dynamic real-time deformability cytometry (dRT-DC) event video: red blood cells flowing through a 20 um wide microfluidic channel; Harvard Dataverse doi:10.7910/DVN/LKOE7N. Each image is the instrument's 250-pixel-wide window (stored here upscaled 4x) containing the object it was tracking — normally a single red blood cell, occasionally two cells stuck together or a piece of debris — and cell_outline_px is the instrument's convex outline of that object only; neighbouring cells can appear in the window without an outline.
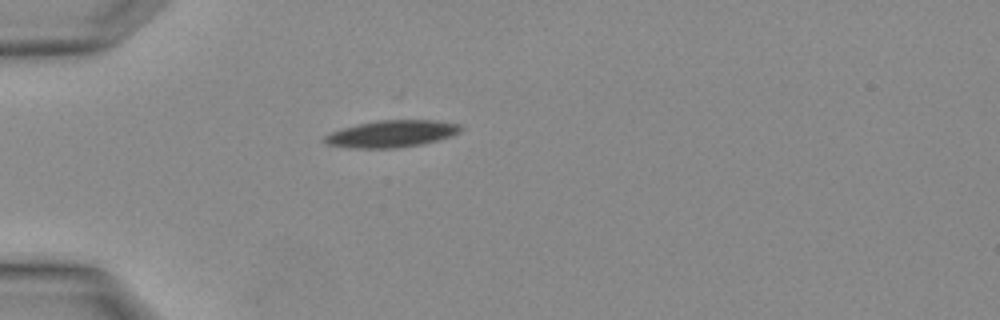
{"species": "Egyptian fruit bat (a non-hibernating species)", "species_latin": "Rousettus aegyptiacus", "temperature_condition": "warm", "stored_images_in_passage": 1, "camera_frame_rate_fps": 3000, "um_per_image_px": 0.085, "animal": {"sex": "female"}, "frame": {"image": 1, "passage_image": 1, "time_ms": 0.0, "image_size_px": [1000, 320], "cell_outline_px": [[464, 128], [460, 132], [452, 136], [420, 144], [396, 148], [352, 148], [328, 144], [324, 140], [324, 136], [332, 132], [344, 128], [376, 120], [436, 120], [460, 124]], "centroid_in_image_um": [33.35, 11.36], "position_along_channel_um": 51.7, "area_um2": 21.15}}